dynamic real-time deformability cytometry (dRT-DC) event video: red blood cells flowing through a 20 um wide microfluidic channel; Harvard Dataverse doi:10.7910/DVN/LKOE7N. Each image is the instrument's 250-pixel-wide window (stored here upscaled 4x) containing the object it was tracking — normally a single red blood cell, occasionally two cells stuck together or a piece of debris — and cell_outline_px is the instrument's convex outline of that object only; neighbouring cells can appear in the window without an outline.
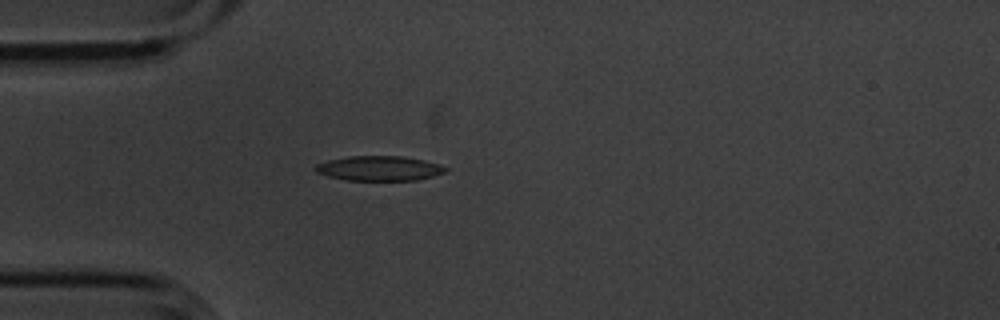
{"species": "common noctule bat (a hibernating species)", "species_latin": "Nyctalus noctula", "temperature_condition": "cold", "stored_images_in_passage": 3, "camera_frame_rate_fps": 3000, "um_per_image_px": 0.085, "animal": {"sex": "male", "body_mass_g": 20.1, "forearm_length_mm": 53.5}, "frame": {"image": 1, "passage_image": 3, "time_ms": 0.667, "image_size_px": [1000, 320], "cell_outline_px": [[448, 168], [444, 172], [432, 176], [416, 180], [344, 180], [328, 176], [316, 172], [312, 168], [316, 164], [328, 160], [348, 156], [404, 156], [424, 160], [440, 164]], "centroid_in_image_um": [32.2, 14.3], "position_along_channel_um": 52.8, "area_um2": 18.84}}